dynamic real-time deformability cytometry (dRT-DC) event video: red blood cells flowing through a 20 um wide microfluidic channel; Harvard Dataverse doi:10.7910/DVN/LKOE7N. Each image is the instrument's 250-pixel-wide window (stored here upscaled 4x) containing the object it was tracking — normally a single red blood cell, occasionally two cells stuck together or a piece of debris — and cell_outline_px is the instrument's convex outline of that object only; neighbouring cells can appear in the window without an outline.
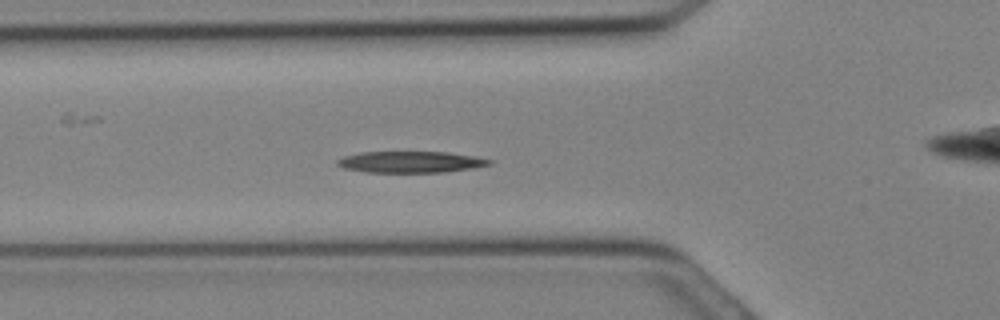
{"species": "Egyptian fruit bat (a non-hibernating species)", "species_latin": "Rousettus aegyptiacus", "temperature_condition": "cold", "stored_images_in_passage": 8, "camera_frame_rate_fps": 3000, "um_per_image_px": 0.085, "animal": {"sex": "female"}, "frame": {"image": 1, "passage_image": 2, "time_ms": 0.333, "image_size_px": [1000, 320], "cell_outline_px": [[492, 164], [472, 168], [444, 172], [364, 172], [344, 168], [336, 164], [336, 160], [344, 156], [360, 152], [448, 152], [476, 156], [492, 160]], "centroid_in_image_um": [34.9, 13.76], "position_along_channel_um": 90.9, "area_um2": 18.96}}
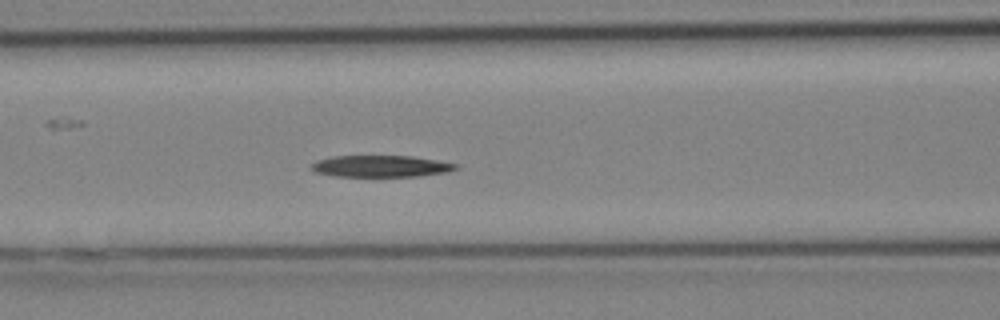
{"frame": {"image": 2, "passage_image": 4, "time_ms": 1.0, "image_size_px": [1000, 320], "cell_outline_px": [[460, 168], [448, 172], [416, 176], [336, 176], [316, 172], [312, 168], [312, 164], [316, 160], [332, 156], [412, 156], [460, 164]], "centroid_in_image_um": [32.43, 14.12], "position_along_channel_um": 134.2, "area_um2": 18.15}}
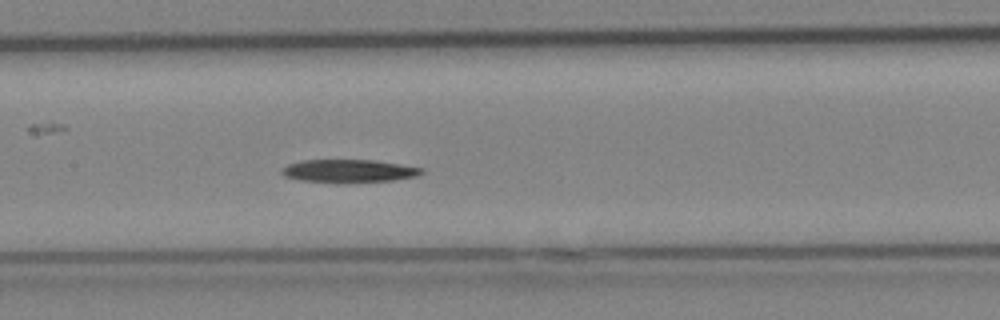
{"frame": {"image": 3, "passage_image": 6, "time_ms": 1.667, "image_size_px": [1000, 320], "cell_outline_px": [[424, 172], [416, 176], [392, 180], [344, 184], [336, 184], [300, 180], [284, 176], [280, 172], [288, 164], [304, 160], [376, 160], [424, 168]], "centroid_in_image_um": [29.65, 14.55], "position_along_channel_um": 177.8, "area_um2": 19.07}}